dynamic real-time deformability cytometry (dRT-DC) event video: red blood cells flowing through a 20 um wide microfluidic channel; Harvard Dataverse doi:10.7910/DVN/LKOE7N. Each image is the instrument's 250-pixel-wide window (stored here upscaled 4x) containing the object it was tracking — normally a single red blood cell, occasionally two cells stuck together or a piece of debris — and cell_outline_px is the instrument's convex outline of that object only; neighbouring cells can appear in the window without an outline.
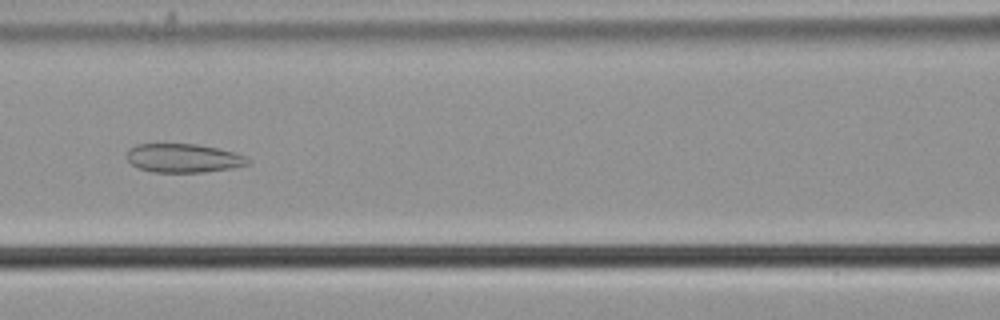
{"species": "common noctule bat (a hibernating species)", "species_latin": "Nyctalus noctula", "temperature_condition": "cold", "stored_images_in_passage": 53, "camera_frame_rate_fps": 3000, "um_per_image_px": 0.085, "animal": {"sex": "male", "body_mass_g": 21.5, "forearm_length_mm": 52.0}, "frame": {"image": 1, "passage_image": 26, "time_ms": 8.333, "image_size_px": [1000, 320], "cell_outline_px": [[248, 164], [232, 168], [204, 172], [152, 172], [136, 168], [128, 160], [128, 148], [136, 144], [196, 144], [236, 152], [244, 156], [248, 160]], "centroid_in_image_um": [15.56, 13.44], "position_along_channel_um": 151.0, "area_um2": 20.23}}
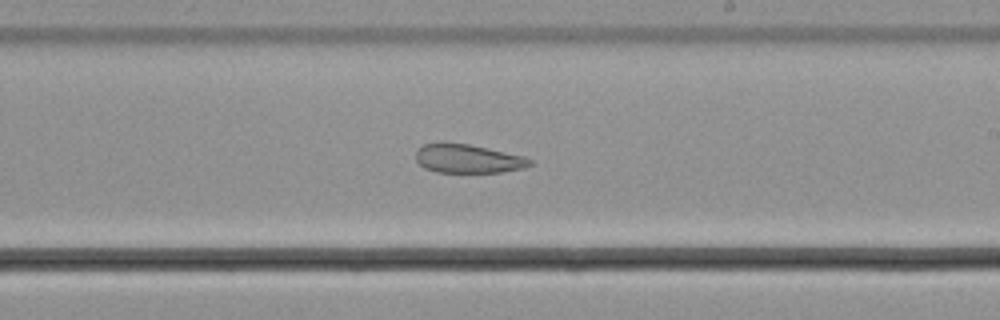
{"frame": {"image": 2, "passage_image": 34, "time_ms": 11.0, "image_size_px": [1000, 320], "cell_outline_px": [[532, 164], [524, 168], [500, 172], [436, 172], [424, 168], [416, 160], [416, 148], [424, 144], [444, 140], [468, 144], [488, 148], [524, 156], [532, 160]], "centroid_in_image_um": [39.72, 13.46], "position_along_channel_um": 249.3, "area_um2": 19.48}}
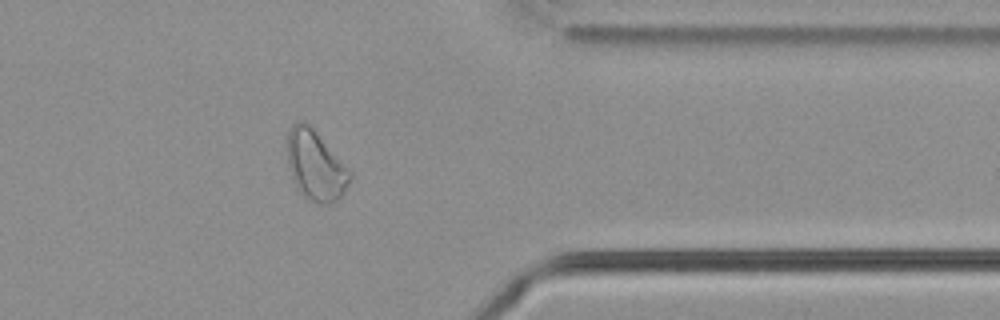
{"frame": {"image": 3, "passage_image": 46, "time_ms": 15.0, "image_size_px": [1000, 320], "cell_outline_px": [[352, 180], [344, 192], [336, 200], [328, 204], [316, 204], [308, 200], [296, 188], [288, 168], [288, 132], [292, 124], [296, 120], [300, 120], [308, 124], [312, 128], [352, 172]], "centroid_in_image_um": [26.82, 14.1], "position_along_channel_um": 384.6, "area_um2": 25.49}}